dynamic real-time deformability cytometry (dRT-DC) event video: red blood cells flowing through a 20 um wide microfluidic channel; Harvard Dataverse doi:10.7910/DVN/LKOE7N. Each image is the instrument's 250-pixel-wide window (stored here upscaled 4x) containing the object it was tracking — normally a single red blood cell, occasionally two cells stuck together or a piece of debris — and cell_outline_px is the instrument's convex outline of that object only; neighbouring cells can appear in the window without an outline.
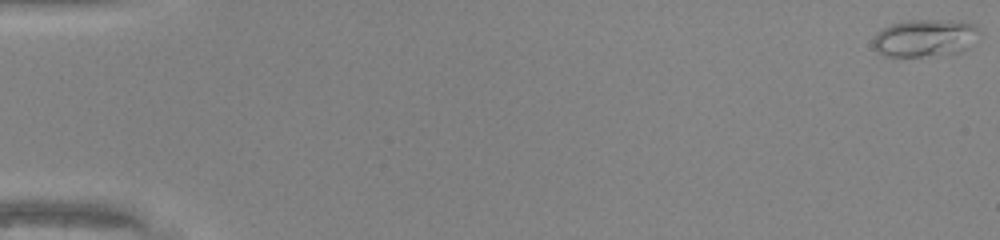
{"species": "common noctule bat (a hibernating species)", "species_latin": "Nyctalus noctula", "temperature_condition": "warm", "stored_images_in_passage": 29, "camera_frame_rate_fps": 3000, "um_per_image_px": 0.085, "animal": {"sex": "male", "body_mass_g": 20.0, "forearm_length_mm": 53.3}, "frame": {"image": 1, "passage_image": 1, "time_ms": 0.0, "image_size_px": [1000, 240], "cell_outline_px": [[980, 32], [968, 48], [960, 52], [920, 56], [884, 56], [872, 44], [872, 40], [876, 32], [892, 24], [908, 20], [952, 20], [976, 24]], "centroid_in_image_um": [78.62, 3.21], "position_along_channel_um": 6.4, "area_um2": 23.06}}
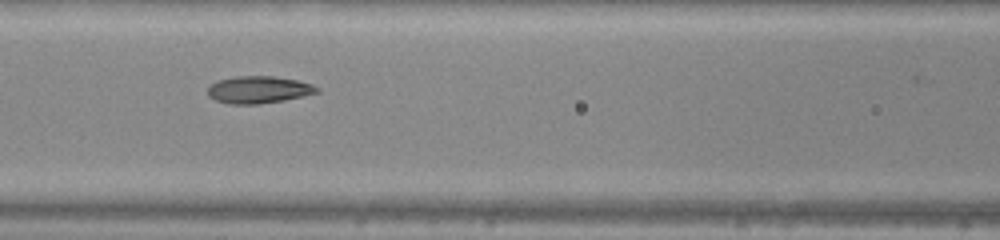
{"frame": {"image": 2, "passage_image": 23, "time_ms": 7.333, "image_size_px": [1000, 240], "cell_outline_px": [[320, 92], [284, 100], [256, 104], [228, 104], [216, 100], [208, 96], [208, 88], [216, 80], [236, 76], [272, 76], [296, 80], [312, 84], [320, 88]], "centroid_in_image_um": [21.98, 7.62], "position_along_channel_um": 144.6, "area_um2": 17.28}}
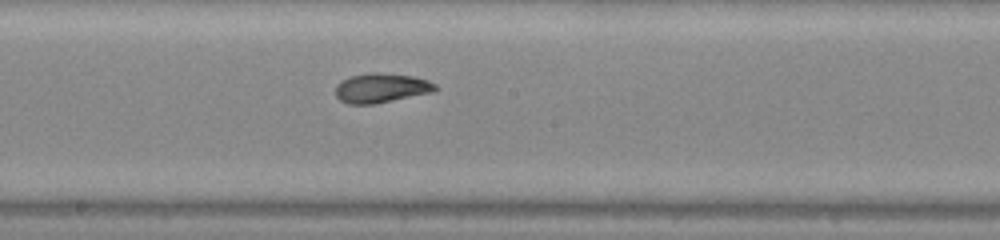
{"frame": {"image": 3, "passage_image": 28, "time_ms": 9.0, "image_size_px": [1000, 240], "cell_outline_px": [[440, 88], [436, 92], [376, 104], [348, 104], [340, 100], [336, 96], [336, 84], [340, 80], [352, 76], [368, 72], [376, 72], [412, 76], [428, 80], [436, 84]], "centroid_in_image_um": [32.44, 7.48], "position_along_channel_um": 215.8, "area_um2": 17.51}}